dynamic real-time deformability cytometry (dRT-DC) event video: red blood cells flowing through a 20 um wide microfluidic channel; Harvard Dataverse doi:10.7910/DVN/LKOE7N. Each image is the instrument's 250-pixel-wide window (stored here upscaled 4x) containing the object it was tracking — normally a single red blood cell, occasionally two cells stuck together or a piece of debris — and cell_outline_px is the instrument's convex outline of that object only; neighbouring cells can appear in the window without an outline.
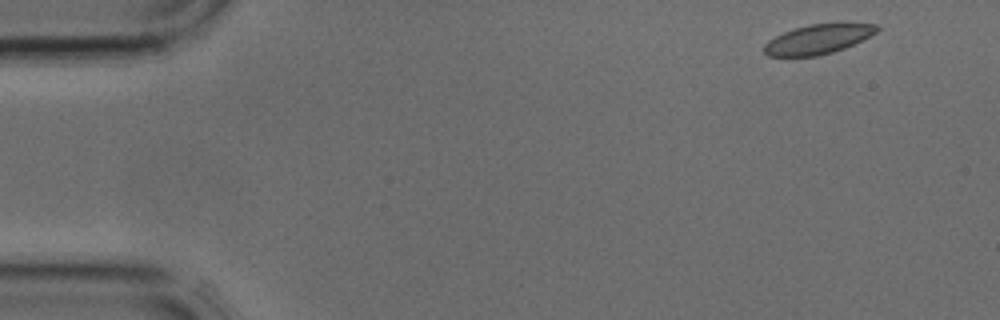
{"species": "common noctule bat (a hibernating species)", "species_latin": "Nyctalus noctula", "temperature_condition": "cold", "stored_images_in_passage": 3, "camera_frame_rate_fps": 3000, "um_per_image_px": 0.085, "animal": {"sex": "male", "body_mass_g": 17.9, "forearm_length_mm": 54.2}, "frame": {"image": 1, "passage_image": 1, "time_ms": 0.0, "image_size_px": [1000, 320], "cell_outline_px": [[880, 28], [876, 32], [844, 48], [832, 52], [816, 56], [768, 56], [764, 52], [764, 44], [768, 40], [784, 32], [808, 24], [840, 20], [876, 24]], "centroid_in_image_um": [69.58, 3.27], "position_along_channel_um": 15.4, "area_um2": 19.88}}
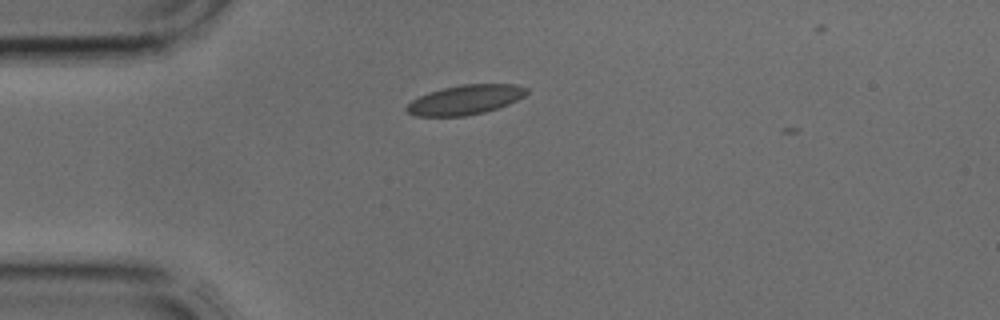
{"frame": {"image": 2, "passage_image": 3, "time_ms": 0.667, "image_size_px": [1000, 320], "cell_outline_px": [[528, 92], [524, 96], [508, 104], [484, 112], [464, 116], [416, 116], [408, 112], [404, 108], [412, 100], [428, 92], [444, 88], [464, 84], [516, 84], [528, 88]], "centroid_in_image_um": [39.55, 8.48], "position_along_channel_um": 45.5, "area_um2": 20.52}}